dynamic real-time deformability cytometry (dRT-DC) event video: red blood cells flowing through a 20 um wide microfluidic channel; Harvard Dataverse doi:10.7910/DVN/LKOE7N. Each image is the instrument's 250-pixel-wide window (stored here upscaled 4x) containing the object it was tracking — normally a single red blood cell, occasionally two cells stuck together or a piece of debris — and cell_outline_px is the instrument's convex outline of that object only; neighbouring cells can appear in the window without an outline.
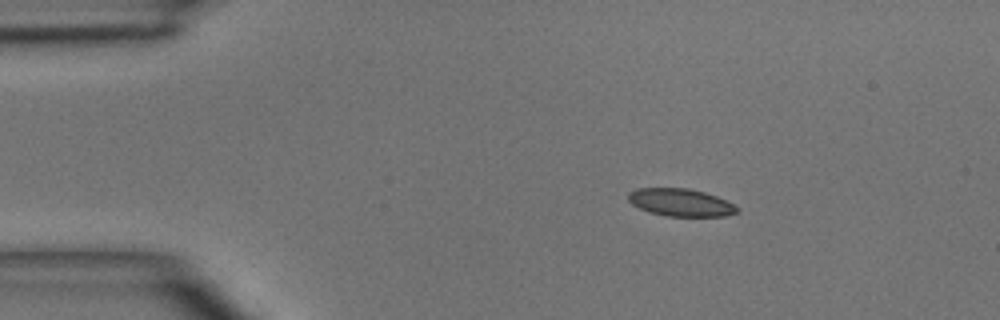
{"species": "common noctule bat (a hibernating species)", "species_latin": "Nyctalus noctula", "temperature_condition": "room temperature", "stored_images_in_passage": 5, "camera_frame_rate_fps": 3000, "um_per_image_px": 0.085, "animal": {"sex": "male", "body_mass_g": 15.6}, "frame": {"image": 1, "passage_image": 1, "time_ms": 0.0, "image_size_px": [1000, 320], "cell_outline_px": [[740, 212], [728, 216], [668, 216], [648, 212], [632, 204], [628, 200], [628, 192], [636, 188], [688, 188], [704, 192], [716, 196], [740, 208]], "centroid_in_image_um": [57.86, 17.21], "position_along_channel_um": 27.1, "area_um2": 17.57}}
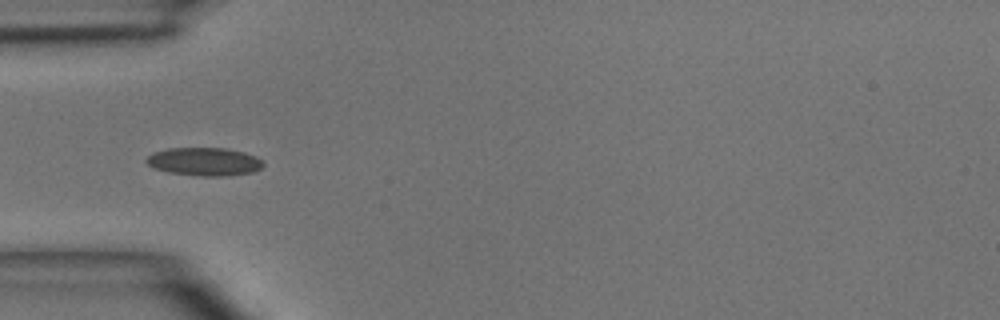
{"frame": {"image": 2, "passage_image": 3, "time_ms": 2.333, "image_size_px": [1000, 320], "cell_outline_px": [[264, 164], [260, 168], [252, 172], [224, 176], [200, 176], [168, 172], [152, 168], [144, 160], [152, 152], [168, 148], [224, 148], [244, 152], [256, 156], [264, 160]], "centroid_in_image_um": [17.35, 13.73], "position_along_channel_um": 67.7, "area_um2": 19.31}}